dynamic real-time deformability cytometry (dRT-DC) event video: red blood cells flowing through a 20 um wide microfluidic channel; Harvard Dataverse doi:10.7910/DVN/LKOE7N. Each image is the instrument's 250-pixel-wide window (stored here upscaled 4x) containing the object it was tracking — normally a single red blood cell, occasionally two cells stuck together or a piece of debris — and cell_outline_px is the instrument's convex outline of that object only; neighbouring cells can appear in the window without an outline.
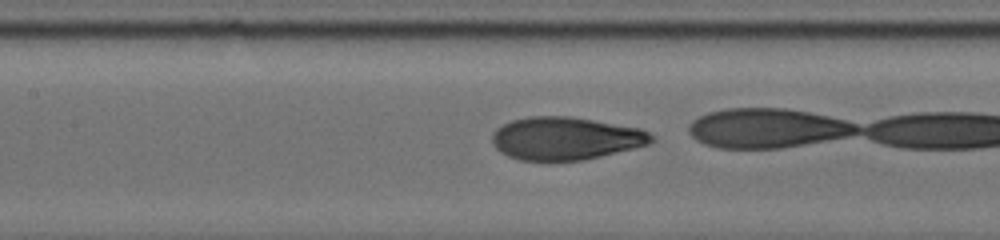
{"species": "human", "species_latin": "Homo sapiens", "temperature_condition": "cold", "stored_images_in_passage": 26, "camera_frame_rate_fps": 3000, "um_per_image_px": 0.085, "donor": {"sex": "male"}, "frame": {"image": 1, "passage_image": 8, "time_ms": 1.667, "image_size_px": [1000, 240], "cell_outline_px": [[656, 136], [648, 144], [584, 160], [520, 160], [508, 156], [500, 152], [492, 144], [492, 132], [496, 128], [512, 120], [528, 116], [568, 116], [640, 128]], "centroid_in_image_um": [48.03, 11.76], "position_along_channel_um": 159.4, "area_um2": 39.54}}
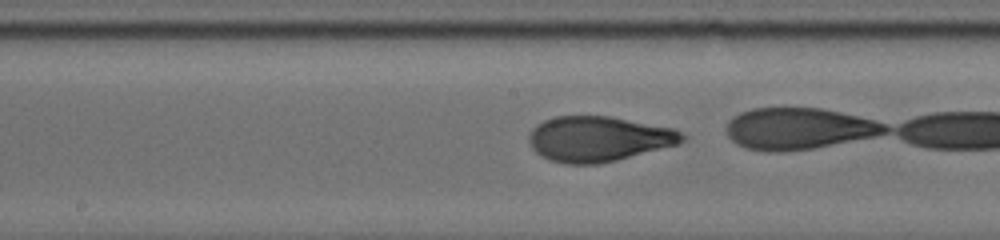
{"frame": {"image": 2, "passage_image": 12, "time_ms": 2.667, "image_size_px": [1000, 240], "cell_outline_px": [[684, 140], [676, 144], [616, 160], [600, 164], [564, 164], [548, 160], [540, 156], [532, 148], [528, 140], [528, 136], [532, 128], [536, 124], [544, 120], [556, 116], [608, 116], [672, 128], [680, 132], [684, 136]], "centroid_in_image_um": [50.79, 11.81], "position_along_channel_um": 197.4, "area_um2": 40.17}}